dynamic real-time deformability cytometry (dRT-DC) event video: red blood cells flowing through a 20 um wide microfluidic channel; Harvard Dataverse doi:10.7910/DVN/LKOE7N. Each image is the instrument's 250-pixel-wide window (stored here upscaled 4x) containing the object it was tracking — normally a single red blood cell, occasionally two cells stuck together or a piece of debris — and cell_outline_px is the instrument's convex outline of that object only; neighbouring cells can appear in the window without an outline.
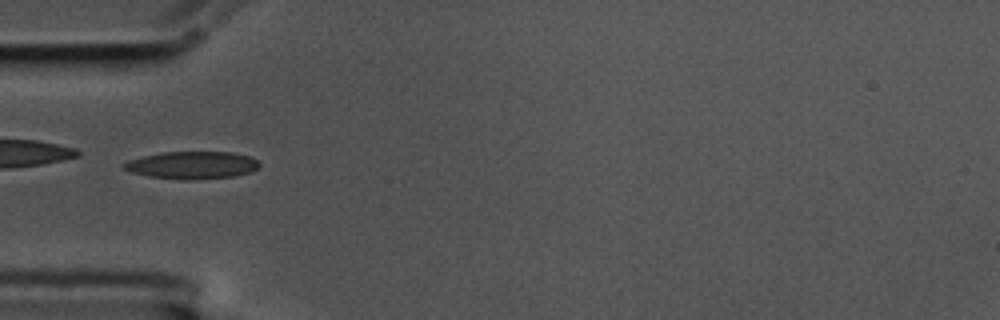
{"species": "common noctule bat (a hibernating species)", "species_latin": "Nyctalus noctula", "temperature_condition": "cold", "stored_images_in_passage": 39, "camera_frame_rate_fps": 3000, "um_per_image_px": 0.085, "animal": {"sex": "male", "body_mass_g": 17.5, "forearm_length_mm": 52.3}, "frame": {"image": 1, "passage_image": 1, "time_ms": 0.0, "image_size_px": [1000, 320], "cell_outline_px": [[260, 164], [252, 172], [236, 176], [192, 180], [180, 180], [148, 176], [132, 172], [124, 168], [120, 164], [128, 160], [160, 152], [232, 152], [248, 156], [256, 160]], "centroid_in_image_um": [16.31, 14.04], "position_along_channel_um": 68.7, "area_um2": 21.79}, "authors_computed_cell_mechanics": {"area_um2": 21.097, "velocity_mm_per_s": 3.4507, "shape_relaxation_time_tau1_ms": null, "shape_relaxation_time_tau2_ms": 4.4653, "deformation_change_tau1": null, "deformation_change_tau2": 0.1282}}